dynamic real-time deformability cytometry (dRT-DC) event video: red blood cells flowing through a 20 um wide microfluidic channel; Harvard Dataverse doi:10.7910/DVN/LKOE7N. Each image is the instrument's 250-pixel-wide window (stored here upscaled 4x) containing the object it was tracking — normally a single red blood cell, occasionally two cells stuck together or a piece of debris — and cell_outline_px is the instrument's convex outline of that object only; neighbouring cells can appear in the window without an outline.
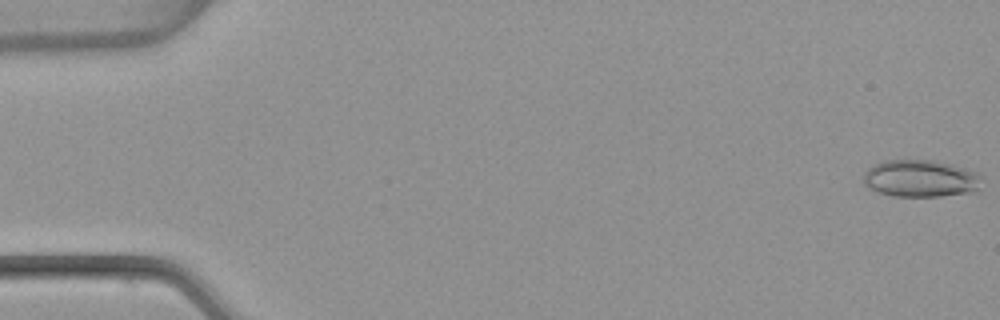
{"species": "common noctule bat (a hibernating species)", "species_latin": "Nyctalus noctula", "temperature_condition": "warm", "stored_images_in_passage": 53, "camera_frame_rate_fps": 3000, "um_per_image_px": 0.085, "animal": {"sex": "female", "body_mass_g": 22.7, "forearm_length_mm": 54.2}, "frame": {"image": 1, "passage_image": 1, "time_ms": 0.0, "image_size_px": [1000, 320], "cell_outline_px": [[980, 176], [976, 188], [972, 192], [940, 196], [892, 196], [876, 192], [868, 188], [864, 184], [864, 172], [868, 168], [884, 160], [932, 160], [952, 164], [980, 172]], "centroid_in_image_um": [78.2, 15.16], "position_along_channel_um": 6.8, "area_um2": 25.61}}
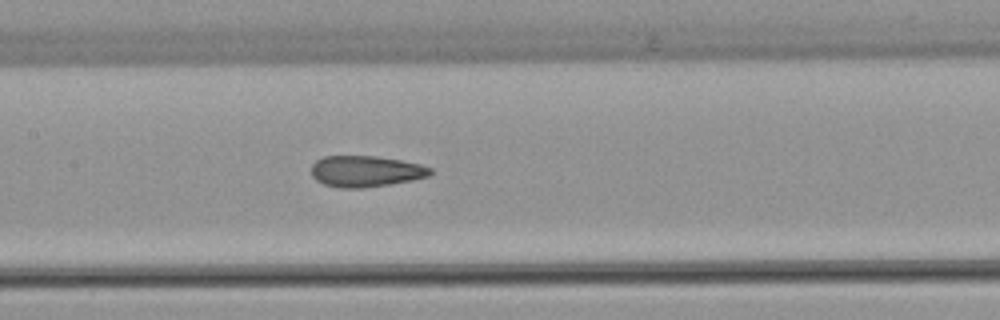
{"frame": {"image": 2, "passage_image": 26, "time_ms": 8.333, "image_size_px": [1000, 320], "cell_outline_px": [[432, 172], [428, 176], [412, 180], [364, 188], [340, 188], [324, 184], [316, 180], [312, 176], [312, 164], [316, 160], [324, 156], [376, 156], [400, 160], [420, 164], [432, 168]], "centroid_in_image_um": [31.07, 14.56], "position_along_channel_um": 176.3, "area_um2": 21.56}}
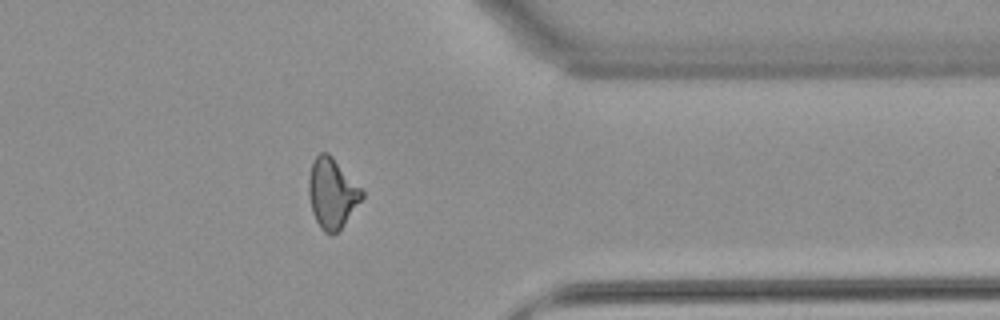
{"frame": {"image": 3, "passage_image": 43, "time_ms": 14.0, "image_size_px": [1000, 320], "cell_outline_px": [[364, 196], [344, 224], [332, 236], [324, 232], [320, 228], [312, 212], [308, 196], [308, 176], [312, 160], [320, 152], [328, 152], [332, 156], [364, 192]], "centroid_in_image_um": [28.19, 16.42], "position_along_channel_um": 383.2, "area_um2": 21.73}, "authors_computed_cell_mechanics": {"area_um2": 22.0796, "velocity_mm_per_s": 3.8539, "shape_relaxation_time_tau1_ms": null, "shape_relaxation_time_tau2_ms": 2.0075, "deformation_change_tau1": null, "deformation_change_tau2": 0.0984}}